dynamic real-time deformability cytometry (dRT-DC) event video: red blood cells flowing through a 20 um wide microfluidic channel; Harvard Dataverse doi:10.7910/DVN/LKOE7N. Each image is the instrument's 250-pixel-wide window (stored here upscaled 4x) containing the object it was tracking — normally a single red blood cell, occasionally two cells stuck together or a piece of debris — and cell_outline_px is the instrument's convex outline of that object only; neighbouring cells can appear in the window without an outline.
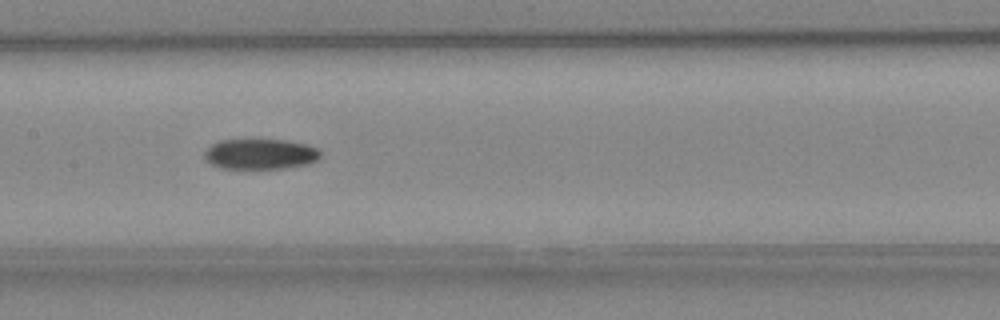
{"species": "Egyptian fruit bat (a non-hibernating species)", "species_latin": "Rousettus aegyptiacus", "temperature_condition": "cold", "stored_images_in_passage": 34, "camera_frame_rate_fps": 3000, "um_per_image_px": 0.085, "animal": {"sex": "female"}, "frame": {"image": 1, "passage_image": 15, "time_ms": 4.667, "image_size_px": [1000, 320], "cell_outline_px": [[320, 160], [308, 164], [284, 168], [220, 168], [204, 160], [204, 152], [212, 144], [220, 140], [284, 140], [308, 144], [320, 148]], "centroid_in_image_um": [22.16, 13.09], "position_along_channel_um": 185.2, "area_um2": 20.69}}
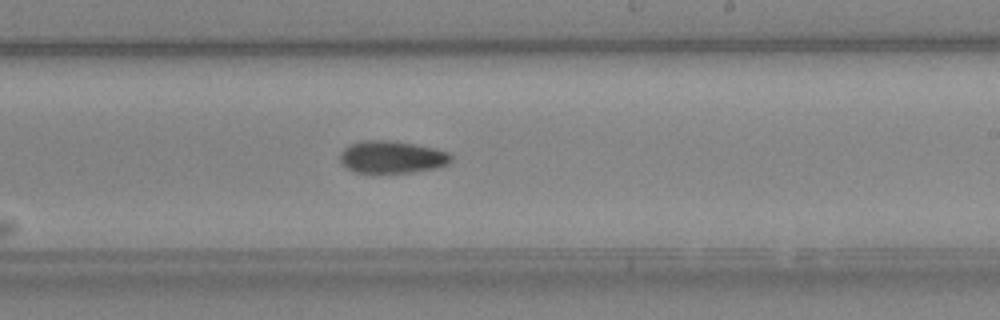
{"frame": {"image": 2, "passage_image": 20, "time_ms": 6.333, "image_size_px": [1000, 320], "cell_outline_px": [[452, 160], [448, 164], [432, 168], [412, 172], [356, 172], [348, 168], [340, 160], [340, 152], [344, 148], [360, 140], [388, 140], [436, 148], [448, 152], [452, 156]], "centroid_in_image_um": [33.31, 13.33], "position_along_channel_um": 255.7, "area_um2": 20.63}}
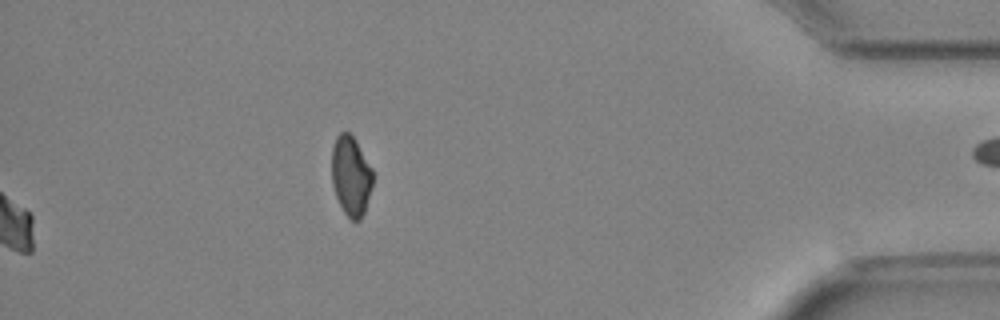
{"frame": {"image": 3, "passage_image": 34, "time_ms": 11.0, "image_size_px": [1000, 320], "cell_outline_px": [[372, 184], [364, 212], [360, 220], [352, 220], [344, 212], [336, 196], [332, 184], [332, 148], [336, 136], [340, 132], [348, 132], [356, 140], [372, 168]], "centroid_in_image_um": [29.82, 14.92], "position_along_channel_um": 405.4, "area_um2": 18.9}}